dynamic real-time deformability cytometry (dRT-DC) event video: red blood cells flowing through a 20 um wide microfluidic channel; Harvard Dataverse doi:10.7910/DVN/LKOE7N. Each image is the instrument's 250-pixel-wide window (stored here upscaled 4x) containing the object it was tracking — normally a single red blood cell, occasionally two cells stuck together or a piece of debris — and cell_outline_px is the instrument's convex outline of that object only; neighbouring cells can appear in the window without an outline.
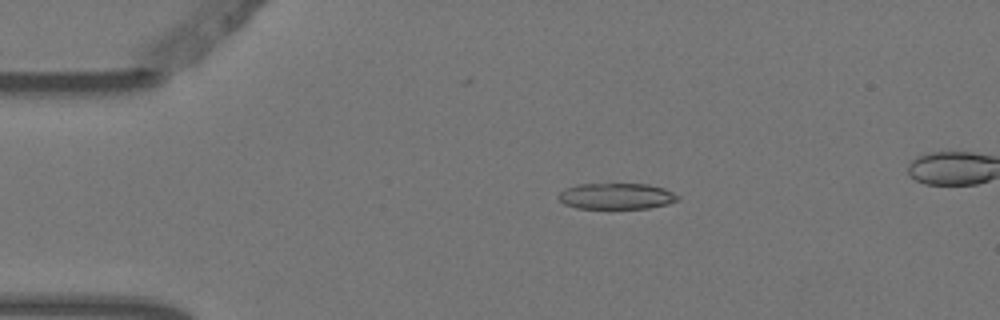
{"species": "Egyptian fruit bat (a non-hibernating species)", "species_latin": "Rousettus aegyptiacus", "temperature_condition": "warm", "stored_images_in_passage": 4, "camera_frame_rate_fps": 3000, "um_per_image_px": 0.085, "animal": {"sex": "female"}, "frame": {"image": 1, "passage_image": 2, "time_ms": 0.333, "image_size_px": [1000, 320], "cell_outline_px": [[680, 200], [668, 204], [648, 208], [576, 208], [564, 204], [556, 196], [564, 188], [580, 184], [648, 184], [664, 188], [680, 196]], "centroid_in_image_um": [52.4, 16.67], "position_along_channel_um": 32.6, "area_um2": 18.21}}